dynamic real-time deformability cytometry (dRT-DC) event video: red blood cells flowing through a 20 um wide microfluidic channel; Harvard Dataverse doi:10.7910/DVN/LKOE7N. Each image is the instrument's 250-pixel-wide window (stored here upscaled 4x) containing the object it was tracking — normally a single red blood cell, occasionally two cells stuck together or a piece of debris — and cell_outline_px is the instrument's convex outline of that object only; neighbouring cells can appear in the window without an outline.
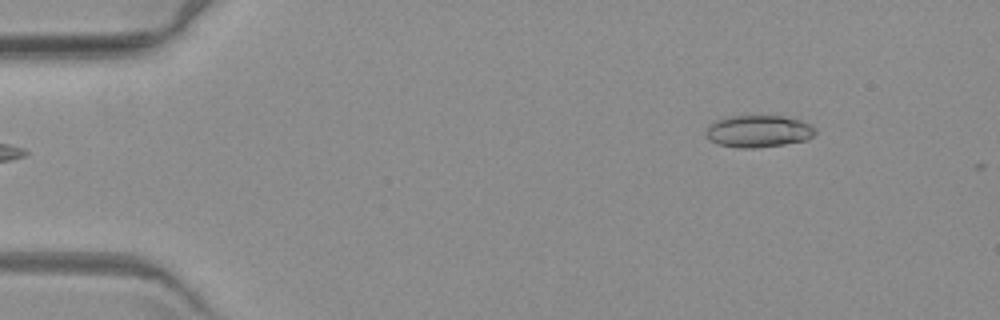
{"species": "common noctule bat (a hibernating species)", "species_latin": "Nyctalus noctula", "temperature_condition": "warm", "stored_images_in_passage": 5, "camera_frame_rate_fps": 3000, "um_per_image_px": 0.085, "animal": {"sex": "female", "body_mass_g": 19.3, "forearm_length_mm": 54.1}, "frame": {"image": 1, "passage_image": 5, "time_ms": 6.333, "image_size_px": [1000, 320], "cell_outline_px": [[816, 132], [808, 140], [784, 144], [756, 148], [740, 148], [720, 144], [708, 140], [704, 132], [716, 120], [728, 116], [784, 116], [800, 120], [816, 128]], "centroid_in_image_um": [64.47, 11.16], "position_along_channel_um": 20.5, "area_um2": 20.4}}